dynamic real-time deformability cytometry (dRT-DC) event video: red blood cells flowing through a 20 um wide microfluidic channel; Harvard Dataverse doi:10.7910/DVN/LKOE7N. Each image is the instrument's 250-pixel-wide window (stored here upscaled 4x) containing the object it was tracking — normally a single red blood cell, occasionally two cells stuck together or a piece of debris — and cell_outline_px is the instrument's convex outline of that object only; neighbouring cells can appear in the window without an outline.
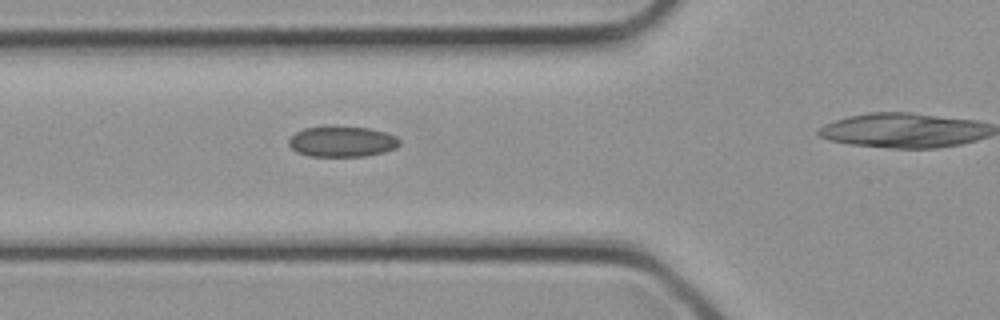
{"species": "common noctule bat (a hibernating species)", "species_latin": "Nyctalus noctula", "temperature_condition": "cold", "stored_images_in_passage": 11, "camera_frame_rate_fps": 3000, "um_per_image_px": 0.085, "animal": {"sex": "female", "body_mass_g": 21.9}, "frame": {"image": 1, "passage_image": 8, "time_ms": 2.333, "image_size_px": [1000, 320], "cell_outline_px": [[400, 144], [396, 148], [384, 152], [364, 156], [308, 156], [296, 152], [288, 144], [288, 140], [296, 132], [304, 128], [324, 124], [328, 124], [372, 128], [396, 136], [400, 140]], "centroid_in_image_um": [29.05, 11.99], "position_along_channel_um": 96.7, "area_um2": 20.4}}
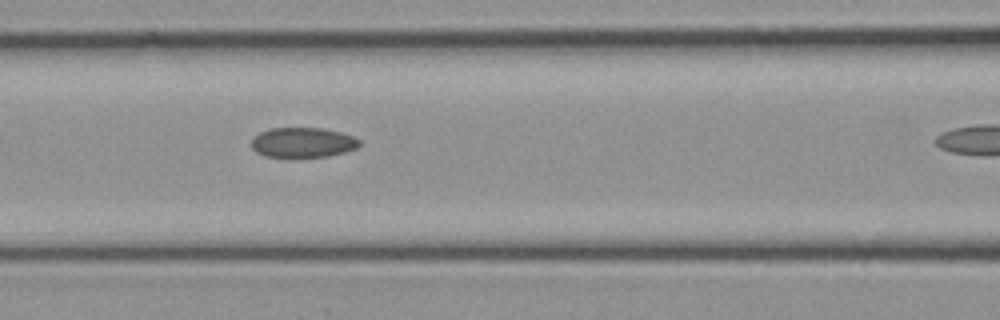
{"frame": {"image": 2, "passage_image": 10, "time_ms": 3.0, "image_size_px": [1000, 320], "cell_outline_px": [[360, 144], [356, 148], [344, 152], [328, 156], [288, 160], [264, 156], [256, 152], [252, 148], [252, 140], [260, 132], [268, 128], [324, 128], [340, 132], [352, 136], [360, 140]], "centroid_in_image_um": [25.7, 12.15], "position_along_channel_um": 140.9, "area_um2": 19.54}}